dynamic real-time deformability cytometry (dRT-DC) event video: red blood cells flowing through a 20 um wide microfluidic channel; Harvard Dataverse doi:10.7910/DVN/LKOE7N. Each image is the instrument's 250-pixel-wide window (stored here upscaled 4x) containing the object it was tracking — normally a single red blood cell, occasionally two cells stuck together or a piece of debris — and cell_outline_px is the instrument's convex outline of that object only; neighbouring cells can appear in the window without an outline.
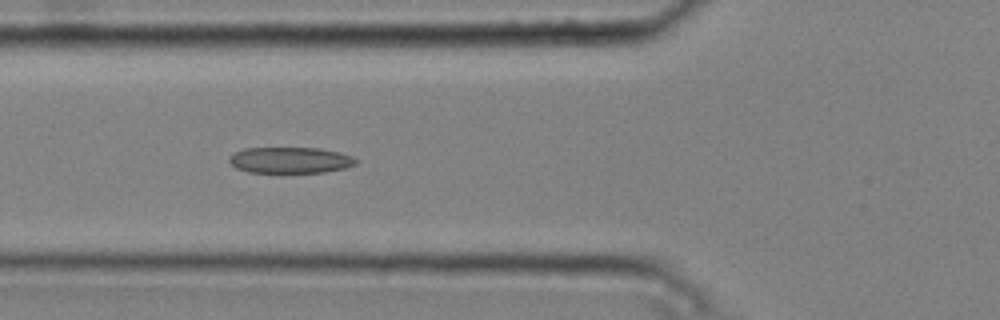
{"species": "common noctule bat (a hibernating species)", "species_latin": "Nyctalus noctula", "temperature_condition": "cold", "stored_images_in_passage": 9, "camera_frame_rate_fps": 3000, "um_per_image_px": 0.085, "animal": {"sex": "male", "body_mass_g": 20.4}, "frame": {"image": 1, "passage_image": 6, "time_ms": 1.667, "image_size_px": [1000, 320], "cell_outline_px": [[356, 164], [344, 168], [324, 172], [248, 172], [236, 168], [228, 160], [228, 156], [232, 152], [244, 148], [320, 148], [340, 152], [352, 156], [356, 160]], "centroid_in_image_um": [24.62, 13.6], "position_along_channel_um": 101.2, "area_um2": 19.31}}
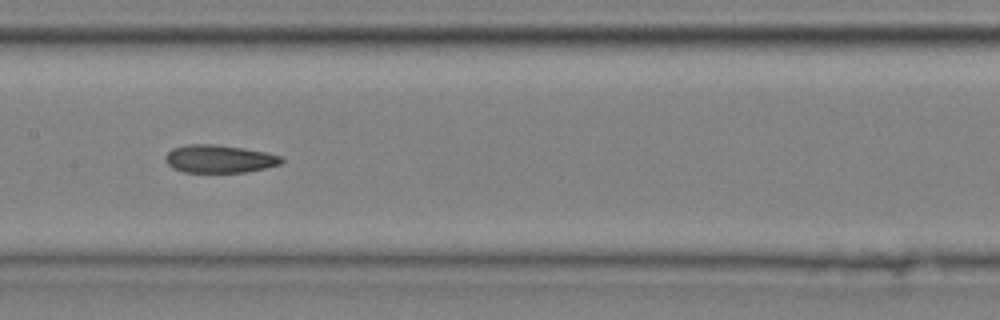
{"frame": {"image": 2, "passage_image": 8, "time_ms": 2.333, "image_size_px": [1000, 320], "cell_outline_px": [[284, 160], [280, 164], [264, 168], [244, 172], [184, 172], [172, 168], [164, 160], [164, 156], [172, 148], [188, 144], [212, 144], [244, 148], [268, 152], [284, 156]], "centroid_in_image_um": [18.64, 13.49], "position_along_channel_um": 188.8, "area_um2": 19.02}}
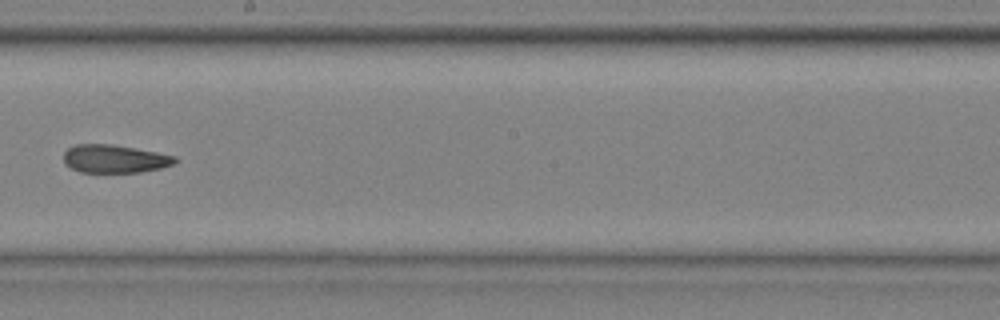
{"frame": {"image": 3, "passage_image": 9, "time_ms": 2.667, "image_size_px": [1000, 320], "cell_outline_px": [[180, 160], [176, 164], [160, 168], [140, 172], [80, 172], [64, 164], [64, 152], [68, 148], [76, 144], [112, 144], [156, 152], [176, 156]], "centroid_in_image_um": [9.77, 13.5], "position_along_channel_um": 238.4, "area_um2": 18.32}}